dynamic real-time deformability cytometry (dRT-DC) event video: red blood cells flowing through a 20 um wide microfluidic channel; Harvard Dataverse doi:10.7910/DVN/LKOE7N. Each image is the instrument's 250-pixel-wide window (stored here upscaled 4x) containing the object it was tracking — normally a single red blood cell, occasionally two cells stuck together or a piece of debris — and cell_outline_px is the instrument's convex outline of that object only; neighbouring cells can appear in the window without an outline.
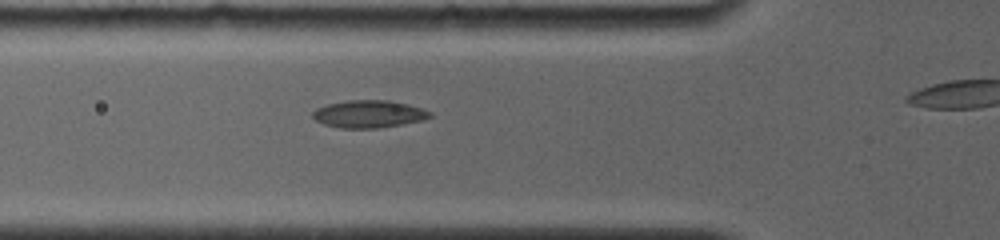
{"species": "common noctule bat (a hibernating species)", "species_latin": "Nyctalus noctula", "temperature_condition": "room temperature", "stored_images_in_passage": 11, "camera_frame_rate_fps": 4000, "um_per_image_px": 0.085, "animal": {"sex": "female", "body_mass_g": 19.0, "forearm_length_mm": 56.7}, "frame": {"image": 1, "passage_image": 4, "time_ms": 1.0, "image_size_px": [1000, 240], "cell_outline_px": [[432, 116], [424, 120], [376, 128], [340, 128], [324, 124], [316, 120], [312, 116], [312, 112], [316, 108], [328, 104], [348, 100], [388, 100], [408, 104], [432, 112]], "centroid_in_image_um": [31.34, 9.68], "position_along_channel_um": 94.5, "area_um2": 18.67}}
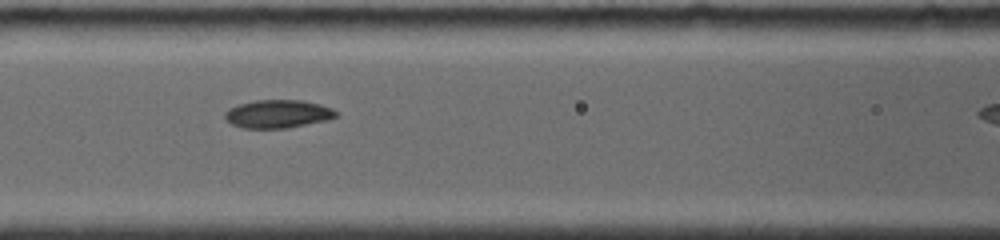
{"frame": {"image": 2, "passage_image": 7, "time_ms": 2.25, "image_size_px": [1000, 240], "cell_outline_px": [[340, 116], [328, 120], [288, 128], [244, 128], [232, 124], [224, 116], [224, 112], [228, 108], [236, 104], [256, 100], [304, 100], [320, 104], [332, 108]], "centroid_in_image_um": [23.63, 9.67], "position_along_channel_um": 143.0, "area_um2": 18.44}}
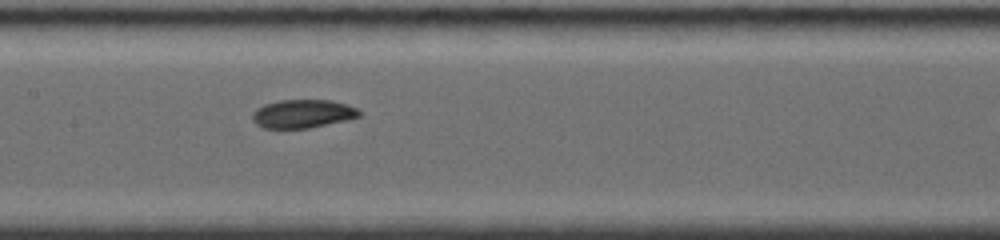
{"frame": {"image": 3, "passage_image": 10, "time_ms": 3.25, "image_size_px": [1000, 240], "cell_outline_px": [[360, 116], [348, 120], [308, 128], [264, 128], [256, 124], [252, 120], [252, 112], [256, 108], [264, 104], [280, 100], [332, 100], [356, 108], [360, 112]], "centroid_in_image_um": [25.7, 9.67], "position_along_channel_um": 181.7, "area_um2": 17.69}}